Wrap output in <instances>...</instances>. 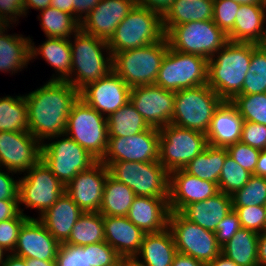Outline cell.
<instances>
[{
  "label": "cell",
  "instance_id": "6da1fadb",
  "mask_svg": "<svg viewBox=\"0 0 266 266\" xmlns=\"http://www.w3.org/2000/svg\"><path fill=\"white\" fill-rule=\"evenodd\" d=\"M80 92L67 81L48 80L24 94L29 132L41 143L65 133L67 118Z\"/></svg>",
  "mask_w": 266,
  "mask_h": 266
},
{
  "label": "cell",
  "instance_id": "7a4b0ae2",
  "mask_svg": "<svg viewBox=\"0 0 266 266\" xmlns=\"http://www.w3.org/2000/svg\"><path fill=\"white\" fill-rule=\"evenodd\" d=\"M251 56L252 43L228 41L208 59L207 84L223 100L231 101L242 90Z\"/></svg>",
  "mask_w": 266,
  "mask_h": 266
},
{
  "label": "cell",
  "instance_id": "3957f363",
  "mask_svg": "<svg viewBox=\"0 0 266 266\" xmlns=\"http://www.w3.org/2000/svg\"><path fill=\"white\" fill-rule=\"evenodd\" d=\"M69 42L72 66L70 77L66 81L79 92L113 70L112 54L107 41L79 29Z\"/></svg>",
  "mask_w": 266,
  "mask_h": 266
},
{
  "label": "cell",
  "instance_id": "277c9868",
  "mask_svg": "<svg viewBox=\"0 0 266 266\" xmlns=\"http://www.w3.org/2000/svg\"><path fill=\"white\" fill-rule=\"evenodd\" d=\"M165 38L163 18L158 12L135 5L107 41L111 54L143 47Z\"/></svg>",
  "mask_w": 266,
  "mask_h": 266
},
{
  "label": "cell",
  "instance_id": "5b68a950",
  "mask_svg": "<svg viewBox=\"0 0 266 266\" xmlns=\"http://www.w3.org/2000/svg\"><path fill=\"white\" fill-rule=\"evenodd\" d=\"M168 48L165 37L150 45L114 53L113 71L131 88L153 85Z\"/></svg>",
  "mask_w": 266,
  "mask_h": 266
},
{
  "label": "cell",
  "instance_id": "8992f818",
  "mask_svg": "<svg viewBox=\"0 0 266 266\" xmlns=\"http://www.w3.org/2000/svg\"><path fill=\"white\" fill-rule=\"evenodd\" d=\"M103 164L107 166L109 175L131 188L135 196L169 200L170 173L159 161Z\"/></svg>",
  "mask_w": 266,
  "mask_h": 266
},
{
  "label": "cell",
  "instance_id": "52a82bcc",
  "mask_svg": "<svg viewBox=\"0 0 266 266\" xmlns=\"http://www.w3.org/2000/svg\"><path fill=\"white\" fill-rule=\"evenodd\" d=\"M223 101L208 84L179 90L175 92L171 123L206 134L215 111Z\"/></svg>",
  "mask_w": 266,
  "mask_h": 266
},
{
  "label": "cell",
  "instance_id": "ba28073f",
  "mask_svg": "<svg viewBox=\"0 0 266 266\" xmlns=\"http://www.w3.org/2000/svg\"><path fill=\"white\" fill-rule=\"evenodd\" d=\"M65 134L100 161L108 145L107 118L80 97L67 118Z\"/></svg>",
  "mask_w": 266,
  "mask_h": 266
},
{
  "label": "cell",
  "instance_id": "9c48e42d",
  "mask_svg": "<svg viewBox=\"0 0 266 266\" xmlns=\"http://www.w3.org/2000/svg\"><path fill=\"white\" fill-rule=\"evenodd\" d=\"M208 59L168 48L158 71L155 85L177 92L207 84Z\"/></svg>",
  "mask_w": 266,
  "mask_h": 266
},
{
  "label": "cell",
  "instance_id": "30bf717a",
  "mask_svg": "<svg viewBox=\"0 0 266 266\" xmlns=\"http://www.w3.org/2000/svg\"><path fill=\"white\" fill-rule=\"evenodd\" d=\"M47 140L42 143L41 159L64 186L98 161L65 133Z\"/></svg>",
  "mask_w": 266,
  "mask_h": 266
},
{
  "label": "cell",
  "instance_id": "8fae6325",
  "mask_svg": "<svg viewBox=\"0 0 266 266\" xmlns=\"http://www.w3.org/2000/svg\"><path fill=\"white\" fill-rule=\"evenodd\" d=\"M19 179V208L23 215L25 208L34 209L40 217L64 194L65 186L53 175L41 159ZM22 205V206H21ZM24 208H21L23 207Z\"/></svg>",
  "mask_w": 266,
  "mask_h": 266
},
{
  "label": "cell",
  "instance_id": "7c38bea8",
  "mask_svg": "<svg viewBox=\"0 0 266 266\" xmlns=\"http://www.w3.org/2000/svg\"><path fill=\"white\" fill-rule=\"evenodd\" d=\"M165 37L169 47L183 53L211 59L227 42V35L213 20L188 22L173 26Z\"/></svg>",
  "mask_w": 266,
  "mask_h": 266
},
{
  "label": "cell",
  "instance_id": "4fadbf2b",
  "mask_svg": "<svg viewBox=\"0 0 266 266\" xmlns=\"http://www.w3.org/2000/svg\"><path fill=\"white\" fill-rule=\"evenodd\" d=\"M159 162L170 173L183 169L208 145L206 134L172 123L159 129Z\"/></svg>",
  "mask_w": 266,
  "mask_h": 266
},
{
  "label": "cell",
  "instance_id": "5bb4252c",
  "mask_svg": "<svg viewBox=\"0 0 266 266\" xmlns=\"http://www.w3.org/2000/svg\"><path fill=\"white\" fill-rule=\"evenodd\" d=\"M168 228L178 253L191 256L205 264L221 253L215 232L189 221L180 212H170Z\"/></svg>",
  "mask_w": 266,
  "mask_h": 266
},
{
  "label": "cell",
  "instance_id": "9a60e30c",
  "mask_svg": "<svg viewBox=\"0 0 266 266\" xmlns=\"http://www.w3.org/2000/svg\"><path fill=\"white\" fill-rule=\"evenodd\" d=\"M159 138V129L153 127L129 137H108L107 149L100 161H159Z\"/></svg>",
  "mask_w": 266,
  "mask_h": 266
},
{
  "label": "cell",
  "instance_id": "2e32d148",
  "mask_svg": "<svg viewBox=\"0 0 266 266\" xmlns=\"http://www.w3.org/2000/svg\"><path fill=\"white\" fill-rule=\"evenodd\" d=\"M42 157V143L29 131L0 132V168L23 175Z\"/></svg>",
  "mask_w": 266,
  "mask_h": 266
},
{
  "label": "cell",
  "instance_id": "e0dca14e",
  "mask_svg": "<svg viewBox=\"0 0 266 266\" xmlns=\"http://www.w3.org/2000/svg\"><path fill=\"white\" fill-rule=\"evenodd\" d=\"M175 92L155 84L131 88L130 102L149 127L160 129L171 123Z\"/></svg>",
  "mask_w": 266,
  "mask_h": 266
},
{
  "label": "cell",
  "instance_id": "ac0fdd59",
  "mask_svg": "<svg viewBox=\"0 0 266 266\" xmlns=\"http://www.w3.org/2000/svg\"><path fill=\"white\" fill-rule=\"evenodd\" d=\"M129 87L113 70L88 84L80 91V98L106 118L130 101Z\"/></svg>",
  "mask_w": 266,
  "mask_h": 266
},
{
  "label": "cell",
  "instance_id": "d6986e66",
  "mask_svg": "<svg viewBox=\"0 0 266 266\" xmlns=\"http://www.w3.org/2000/svg\"><path fill=\"white\" fill-rule=\"evenodd\" d=\"M108 168L97 161L89 169L79 172L66 186L65 192L83 212H99Z\"/></svg>",
  "mask_w": 266,
  "mask_h": 266
},
{
  "label": "cell",
  "instance_id": "ffe728a7",
  "mask_svg": "<svg viewBox=\"0 0 266 266\" xmlns=\"http://www.w3.org/2000/svg\"><path fill=\"white\" fill-rule=\"evenodd\" d=\"M60 246L43 223L33 216L22 225L12 254L25 259L56 260Z\"/></svg>",
  "mask_w": 266,
  "mask_h": 266
},
{
  "label": "cell",
  "instance_id": "44dd1931",
  "mask_svg": "<svg viewBox=\"0 0 266 266\" xmlns=\"http://www.w3.org/2000/svg\"><path fill=\"white\" fill-rule=\"evenodd\" d=\"M219 192L218 184L199 179L183 169L170 172V212H181L187 205L206 200Z\"/></svg>",
  "mask_w": 266,
  "mask_h": 266
},
{
  "label": "cell",
  "instance_id": "7402d4cb",
  "mask_svg": "<svg viewBox=\"0 0 266 266\" xmlns=\"http://www.w3.org/2000/svg\"><path fill=\"white\" fill-rule=\"evenodd\" d=\"M136 4V0H100L80 23V29L89 35L108 41L119 23Z\"/></svg>",
  "mask_w": 266,
  "mask_h": 266
},
{
  "label": "cell",
  "instance_id": "603a6c76",
  "mask_svg": "<svg viewBox=\"0 0 266 266\" xmlns=\"http://www.w3.org/2000/svg\"><path fill=\"white\" fill-rule=\"evenodd\" d=\"M244 119L236 106L224 100L215 111L206 133L208 145L227 147L241 141Z\"/></svg>",
  "mask_w": 266,
  "mask_h": 266
},
{
  "label": "cell",
  "instance_id": "cb8c5ba5",
  "mask_svg": "<svg viewBox=\"0 0 266 266\" xmlns=\"http://www.w3.org/2000/svg\"><path fill=\"white\" fill-rule=\"evenodd\" d=\"M227 37L232 42L266 44V5H240L233 30Z\"/></svg>",
  "mask_w": 266,
  "mask_h": 266
},
{
  "label": "cell",
  "instance_id": "d4e9b609",
  "mask_svg": "<svg viewBox=\"0 0 266 266\" xmlns=\"http://www.w3.org/2000/svg\"><path fill=\"white\" fill-rule=\"evenodd\" d=\"M169 214L167 198L136 196L126 217L144 233H156L168 227Z\"/></svg>",
  "mask_w": 266,
  "mask_h": 266
},
{
  "label": "cell",
  "instance_id": "484cf974",
  "mask_svg": "<svg viewBox=\"0 0 266 266\" xmlns=\"http://www.w3.org/2000/svg\"><path fill=\"white\" fill-rule=\"evenodd\" d=\"M105 241L121 257H135L145 233L126 216L103 215Z\"/></svg>",
  "mask_w": 266,
  "mask_h": 266
},
{
  "label": "cell",
  "instance_id": "4316f807",
  "mask_svg": "<svg viewBox=\"0 0 266 266\" xmlns=\"http://www.w3.org/2000/svg\"><path fill=\"white\" fill-rule=\"evenodd\" d=\"M33 37H30V61L41 59L53 67L49 80L66 81L70 77L72 66L71 45L69 39L46 37L40 45L36 46Z\"/></svg>",
  "mask_w": 266,
  "mask_h": 266
},
{
  "label": "cell",
  "instance_id": "83f0119b",
  "mask_svg": "<svg viewBox=\"0 0 266 266\" xmlns=\"http://www.w3.org/2000/svg\"><path fill=\"white\" fill-rule=\"evenodd\" d=\"M82 213L81 208L64 192L38 219L60 244H64Z\"/></svg>",
  "mask_w": 266,
  "mask_h": 266
},
{
  "label": "cell",
  "instance_id": "f1b7e54d",
  "mask_svg": "<svg viewBox=\"0 0 266 266\" xmlns=\"http://www.w3.org/2000/svg\"><path fill=\"white\" fill-rule=\"evenodd\" d=\"M12 27L7 25L0 31V72L11 76L27 69L30 64V36L8 33Z\"/></svg>",
  "mask_w": 266,
  "mask_h": 266
},
{
  "label": "cell",
  "instance_id": "f546056e",
  "mask_svg": "<svg viewBox=\"0 0 266 266\" xmlns=\"http://www.w3.org/2000/svg\"><path fill=\"white\" fill-rule=\"evenodd\" d=\"M233 209L232 196L223 192L187 205L180 213L189 221L216 232L217 224Z\"/></svg>",
  "mask_w": 266,
  "mask_h": 266
},
{
  "label": "cell",
  "instance_id": "4dcf8cb0",
  "mask_svg": "<svg viewBox=\"0 0 266 266\" xmlns=\"http://www.w3.org/2000/svg\"><path fill=\"white\" fill-rule=\"evenodd\" d=\"M173 235L167 227L156 233H145L135 258L145 266H171L177 254Z\"/></svg>",
  "mask_w": 266,
  "mask_h": 266
},
{
  "label": "cell",
  "instance_id": "1f68e13d",
  "mask_svg": "<svg viewBox=\"0 0 266 266\" xmlns=\"http://www.w3.org/2000/svg\"><path fill=\"white\" fill-rule=\"evenodd\" d=\"M214 0H175L162 16L165 34L176 25L213 20Z\"/></svg>",
  "mask_w": 266,
  "mask_h": 266
},
{
  "label": "cell",
  "instance_id": "d6a6232c",
  "mask_svg": "<svg viewBox=\"0 0 266 266\" xmlns=\"http://www.w3.org/2000/svg\"><path fill=\"white\" fill-rule=\"evenodd\" d=\"M258 238L257 232L241 228L221 246V253L233 260L238 266H259L257 258Z\"/></svg>",
  "mask_w": 266,
  "mask_h": 266
},
{
  "label": "cell",
  "instance_id": "836d02e7",
  "mask_svg": "<svg viewBox=\"0 0 266 266\" xmlns=\"http://www.w3.org/2000/svg\"><path fill=\"white\" fill-rule=\"evenodd\" d=\"M227 154L226 147L207 145L183 170L199 179L218 184L221 169Z\"/></svg>",
  "mask_w": 266,
  "mask_h": 266
},
{
  "label": "cell",
  "instance_id": "e575fe53",
  "mask_svg": "<svg viewBox=\"0 0 266 266\" xmlns=\"http://www.w3.org/2000/svg\"><path fill=\"white\" fill-rule=\"evenodd\" d=\"M135 197L131 188L108 175L99 213L106 216H127Z\"/></svg>",
  "mask_w": 266,
  "mask_h": 266
},
{
  "label": "cell",
  "instance_id": "d590c367",
  "mask_svg": "<svg viewBox=\"0 0 266 266\" xmlns=\"http://www.w3.org/2000/svg\"><path fill=\"white\" fill-rule=\"evenodd\" d=\"M102 241H105L103 215L99 212H83L64 245L82 247Z\"/></svg>",
  "mask_w": 266,
  "mask_h": 266
},
{
  "label": "cell",
  "instance_id": "8d00e7d4",
  "mask_svg": "<svg viewBox=\"0 0 266 266\" xmlns=\"http://www.w3.org/2000/svg\"><path fill=\"white\" fill-rule=\"evenodd\" d=\"M29 131L24 94L0 97V132Z\"/></svg>",
  "mask_w": 266,
  "mask_h": 266
},
{
  "label": "cell",
  "instance_id": "74e56055",
  "mask_svg": "<svg viewBox=\"0 0 266 266\" xmlns=\"http://www.w3.org/2000/svg\"><path fill=\"white\" fill-rule=\"evenodd\" d=\"M107 125L108 137H129L149 128L130 101L107 117Z\"/></svg>",
  "mask_w": 266,
  "mask_h": 266
},
{
  "label": "cell",
  "instance_id": "f35d334b",
  "mask_svg": "<svg viewBox=\"0 0 266 266\" xmlns=\"http://www.w3.org/2000/svg\"><path fill=\"white\" fill-rule=\"evenodd\" d=\"M37 15L45 37L70 39L79 29L80 22L71 14L47 7Z\"/></svg>",
  "mask_w": 266,
  "mask_h": 266
},
{
  "label": "cell",
  "instance_id": "ab89813d",
  "mask_svg": "<svg viewBox=\"0 0 266 266\" xmlns=\"http://www.w3.org/2000/svg\"><path fill=\"white\" fill-rule=\"evenodd\" d=\"M231 102L244 121L266 125V93L238 94Z\"/></svg>",
  "mask_w": 266,
  "mask_h": 266
},
{
  "label": "cell",
  "instance_id": "60d3db41",
  "mask_svg": "<svg viewBox=\"0 0 266 266\" xmlns=\"http://www.w3.org/2000/svg\"><path fill=\"white\" fill-rule=\"evenodd\" d=\"M252 175L227 154L218 180L219 191L233 195L247 184Z\"/></svg>",
  "mask_w": 266,
  "mask_h": 266
},
{
  "label": "cell",
  "instance_id": "b9f144b4",
  "mask_svg": "<svg viewBox=\"0 0 266 266\" xmlns=\"http://www.w3.org/2000/svg\"><path fill=\"white\" fill-rule=\"evenodd\" d=\"M231 196L233 207L265 206L266 178L252 175L247 184Z\"/></svg>",
  "mask_w": 266,
  "mask_h": 266
},
{
  "label": "cell",
  "instance_id": "7bdbcfd3",
  "mask_svg": "<svg viewBox=\"0 0 266 266\" xmlns=\"http://www.w3.org/2000/svg\"><path fill=\"white\" fill-rule=\"evenodd\" d=\"M239 7L240 4L232 0H214L213 2V22L226 35L233 30Z\"/></svg>",
  "mask_w": 266,
  "mask_h": 266
},
{
  "label": "cell",
  "instance_id": "ee69618b",
  "mask_svg": "<svg viewBox=\"0 0 266 266\" xmlns=\"http://www.w3.org/2000/svg\"><path fill=\"white\" fill-rule=\"evenodd\" d=\"M238 214L241 227L261 234L266 231L265 206L233 207Z\"/></svg>",
  "mask_w": 266,
  "mask_h": 266
},
{
  "label": "cell",
  "instance_id": "f6af8a7d",
  "mask_svg": "<svg viewBox=\"0 0 266 266\" xmlns=\"http://www.w3.org/2000/svg\"><path fill=\"white\" fill-rule=\"evenodd\" d=\"M31 218L29 215H23L21 212L15 217L0 222V246L9 254L13 253L19 231L24 222Z\"/></svg>",
  "mask_w": 266,
  "mask_h": 266
},
{
  "label": "cell",
  "instance_id": "bcb514c9",
  "mask_svg": "<svg viewBox=\"0 0 266 266\" xmlns=\"http://www.w3.org/2000/svg\"><path fill=\"white\" fill-rule=\"evenodd\" d=\"M87 251L90 266H112L121 256L106 241L82 246Z\"/></svg>",
  "mask_w": 266,
  "mask_h": 266
},
{
  "label": "cell",
  "instance_id": "7dc6e473",
  "mask_svg": "<svg viewBox=\"0 0 266 266\" xmlns=\"http://www.w3.org/2000/svg\"><path fill=\"white\" fill-rule=\"evenodd\" d=\"M228 155L241 167L254 174L260 149L237 142L226 147Z\"/></svg>",
  "mask_w": 266,
  "mask_h": 266
},
{
  "label": "cell",
  "instance_id": "c3c4849f",
  "mask_svg": "<svg viewBox=\"0 0 266 266\" xmlns=\"http://www.w3.org/2000/svg\"><path fill=\"white\" fill-rule=\"evenodd\" d=\"M55 261L56 266H90L87 251L72 245L61 244Z\"/></svg>",
  "mask_w": 266,
  "mask_h": 266
},
{
  "label": "cell",
  "instance_id": "681fc988",
  "mask_svg": "<svg viewBox=\"0 0 266 266\" xmlns=\"http://www.w3.org/2000/svg\"><path fill=\"white\" fill-rule=\"evenodd\" d=\"M241 142L261 151L266 150V125L244 121Z\"/></svg>",
  "mask_w": 266,
  "mask_h": 266
},
{
  "label": "cell",
  "instance_id": "f907efd6",
  "mask_svg": "<svg viewBox=\"0 0 266 266\" xmlns=\"http://www.w3.org/2000/svg\"><path fill=\"white\" fill-rule=\"evenodd\" d=\"M238 214L232 209L216 227V240L222 246L241 229Z\"/></svg>",
  "mask_w": 266,
  "mask_h": 266
},
{
  "label": "cell",
  "instance_id": "816d5d0a",
  "mask_svg": "<svg viewBox=\"0 0 266 266\" xmlns=\"http://www.w3.org/2000/svg\"><path fill=\"white\" fill-rule=\"evenodd\" d=\"M0 16L8 25L16 27L20 17L24 18V0H0Z\"/></svg>",
  "mask_w": 266,
  "mask_h": 266
},
{
  "label": "cell",
  "instance_id": "f5cc1de1",
  "mask_svg": "<svg viewBox=\"0 0 266 266\" xmlns=\"http://www.w3.org/2000/svg\"><path fill=\"white\" fill-rule=\"evenodd\" d=\"M15 174L7 169L0 168V200H19V179H15Z\"/></svg>",
  "mask_w": 266,
  "mask_h": 266
},
{
  "label": "cell",
  "instance_id": "db71d44e",
  "mask_svg": "<svg viewBox=\"0 0 266 266\" xmlns=\"http://www.w3.org/2000/svg\"><path fill=\"white\" fill-rule=\"evenodd\" d=\"M248 72L256 74L261 79H266V44L252 43V56Z\"/></svg>",
  "mask_w": 266,
  "mask_h": 266
},
{
  "label": "cell",
  "instance_id": "11a10c76",
  "mask_svg": "<svg viewBox=\"0 0 266 266\" xmlns=\"http://www.w3.org/2000/svg\"><path fill=\"white\" fill-rule=\"evenodd\" d=\"M266 93V79L257 77L256 74L248 72L244 79L242 90L239 94Z\"/></svg>",
  "mask_w": 266,
  "mask_h": 266
},
{
  "label": "cell",
  "instance_id": "9f6ffc18",
  "mask_svg": "<svg viewBox=\"0 0 266 266\" xmlns=\"http://www.w3.org/2000/svg\"><path fill=\"white\" fill-rule=\"evenodd\" d=\"M100 0H72L73 16L81 23Z\"/></svg>",
  "mask_w": 266,
  "mask_h": 266
},
{
  "label": "cell",
  "instance_id": "6f0895ef",
  "mask_svg": "<svg viewBox=\"0 0 266 266\" xmlns=\"http://www.w3.org/2000/svg\"><path fill=\"white\" fill-rule=\"evenodd\" d=\"M20 213L19 200H0V222Z\"/></svg>",
  "mask_w": 266,
  "mask_h": 266
},
{
  "label": "cell",
  "instance_id": "680465c9",
  "mask_svg": "<svg viewBox=\"0 0 266 266\" xmlns=\"http://www.w3.org/2000/svg\"><path fill=\"white\" fill-rule=\"evenodd\" d=\"M175 0H136L137 5L158 12L162 16Z\"/></svg>",
  "mask_w": 266,
  "mask_h": 266
},
{
  "label": "cell",
  "instance_id": "91938a15",
  "mask_svg": "<svg viewBox=\"0 0 266 266\" xmlns=\"http://www.w3.org/2000/svg\"><path fill=\"white\" fill-rule=\"evenodd\" d=\"M171 266H206V264L191 256L177 253Z\"/></svg>",
  "mask_w": 266,
  "mask_h": 266
},
{
  "label": "cell",
  "instance_id": "94428289",
  "mask_svg": "<svg viewBox=\"0 0 266 266\" xmlns=\"http://www.w3.org/2000/svg\"><path fill=\"white\" fill-rule=\"evenodd\" d=\"M51 0H24V17L29 13V9L36 11L44 10L50 6Z\"/></svg>",
  "mask_w": 266,
  "mask_h": 266
},
{
  "label": "cell",
  "instance_id": "6125c7cd",
  "mask_svg": "<svg viewBox=\"0 0 266 266\" xmlns=\"http://www.w3.org/2000/svg\"><path fill=\"white\" fill-rule=\"evenodd\" d=\"M257 258L259 266H266V231L259 234Z\"/></svg>",
  "mask_w": 266,
  "mask_h": 266
},
{
  "label": "cell",
  "instance_id": "be15d7a7",
  "mask_svg": "<svg viewBox=\"0 0 266 266\" xmlns=\"http://www.w3.org/2000/svg\"><path fill=\"white\" fill-rule=\"evenodd\" d=\"M253 175L266 178V150H262L259 153L255 172Z\"/></svg>",
  "mask_w": 266,
  "mask_h": 266
},
{
  "label": "cell",
  "instance_id": "e7e4bbea",
  "mask_svg": "<svg viewBox=\"0 0 266 266\" xmlns=\"http://www.w3.org/2000/svg\"><path fill=\"white\" fill-rule=\"evenodd\" d=\"M50 6L73 15L72 0H51Z\"/></svg>",
  "mask_w": 266,
  "mask_h": 266
},
{
  "label": "cell",
  "instance_id": "03108f58",
  "mask_svg": "<svg viewBox=\"0 0 266 266\" xmlns=\"http://www.w3.org/2000/svg\"><path fill=\"white\" fill-rule=\"evenodd\" d=\"M206 266H238L233 260L220 253L214 260L206 263Z\"/></svg>",
  "mask_w": 266,
  "mask_h": 266
},
{
  "label": "cell",
  "instance_id": "003e7915",
  "mask_svg": "<svg viewBox=\"0 0 266 266\" xmlns=\"http://www.w3.org/2000/svg\"><path fill=\"white\" fill-rule=\"evenodd\" d=\"M2 266H27L26 259L12 253L8 254Z\"/></svg>",
  "mask_w": 266,
  "mask_h": 266
},
{
  "label": "cell",
  "instance_id": "a7ac6f4b",
  "mask_svg": "<svg viewBox=\"0 0 266 266\" xmlns=\"http://www.w3.org/2000/svg\"><path fill=\"white\" fill-rule=\"evenodd\" d=\"M27 266H56L55 260L26 259Z\"/></svg>",
  "mask_w": 266,
  "mask_h": 266
},
{
  "label": "cell",
  "instance_id": "89a4df30",
  "mask_svg": "<svg viewBox=\"0 0 266 266\" xmlns=\"http://www.w3.org/2000/svg\"><path fill=\"white\" fill-rule=\"evenodd\" d=\"M122 266H145L135 257H122Z\"/></svg>",
  "mask_w": 266,
  "mask_h": 266
},
{
  "label": "cell",
  "instance_id": "2644e50d",
  "mask_svg": "<svg viewBox=\"0 0 266 266\" xmlns=\"http://www.w3.org/2000/svg\"><path fill=\"white\" fill-rule=\"evenodd\" d=\"M232 1L237 2L240 5H243V4H265V0H232Z\"/></svg>",
  "mask_w": 266,
  "mask_h": 266
},
{
  "label": "cell",
  "instance_id": "8c879c8a",
  "mask_svg": "<svg viewBox=\"0 0 266 266\" xmlns=\"http://www.w3.org/2000/svg\"><path fill=\"white\" fill-rule=\"evenodd\" d=\"M8 254L9 253L0 246V266H2Z\"/></svg>",
  "mask_w": 266,
  "mask_h": 266
},
{
  "label": "cell",
  "instance_id": "753ad0ef",
  "mask_svg": "<svg viewBox=\"0 0 266 266\" xmlns=\"http://www.w3.org/2000/svg\"><path fill=\"white\" fill-rule=\"evenodd\" d=\"M112 266H122V257L116 264H114Z\"/></svg>",
  "mask_w": 266,
  "mask_h": 266
},
{
  "label": "cell",
  "instance_id": "34e18365",
  "mask_svg": "<svg viewBox=\"0 0 266 266\" xmlns=\"http://www.w3.org/2000/svg\"><path fill=\"white\" fill-rule=\"evenodd\" d=\"M0 25H8L0 16Z\"/></svg>",
  "mask_w": 266,
  "mask_h": 266
},
{
  "label": "cell",
  "instance_id": "11e5206c",
  "mask_svg": "<svg viewBox=\"0 0 266 266\" xmlns=\"http://www.w3.org/2000/svg\"><path fill=\"white\" fill-rule=\"evenodd\" d=\"M7 25H0V31L4 28V27H6Z\"/></svg>",
  "mask_w": 266,
  "mask_h": 266
}]
</instances>
